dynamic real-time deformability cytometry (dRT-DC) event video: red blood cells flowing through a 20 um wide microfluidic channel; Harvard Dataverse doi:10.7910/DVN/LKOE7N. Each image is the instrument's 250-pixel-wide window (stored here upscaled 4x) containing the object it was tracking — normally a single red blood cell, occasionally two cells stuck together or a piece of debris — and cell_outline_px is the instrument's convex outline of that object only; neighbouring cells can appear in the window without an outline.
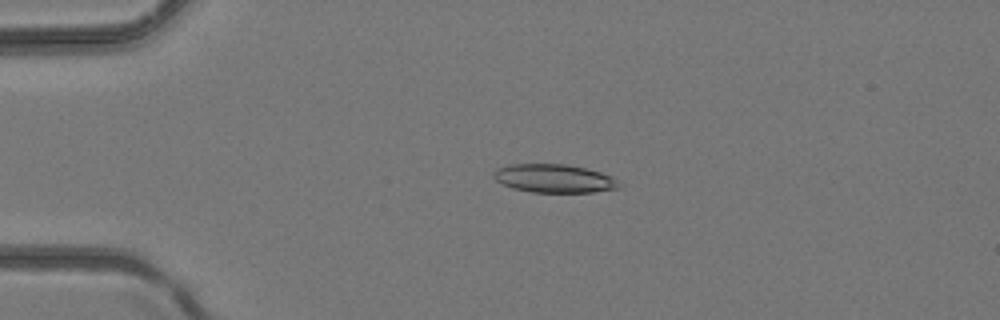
{"species": "common noctule bat (a hibernating species)", "species_latin": "Nyctalus noctula", "temperature_condition": "room temperature", "stored_images_in_passage": 39, "camera_frame_rate_fps": 3000, "um_per_image_px": 0.085, "animal": {"sex": "female", "body_mass_g": 24.6, "forearm_length_mm": 56.2}, "frame": {"image": 1, "passage_image": 11, "time_ms": 3.333, "image_size_px": [1000, 320], "cell_outline_px": [[624, 188], [592, 192], [532, 192], [512, 188], [496, 180], [492, 176], [492, 172], [496, 168], [508, 164], [564, 164], [584, 168], [600, 172], [612, 176], [624, 184]], "centroid_in_image_um": [47.14, 15.17], "position_along_channel_um": 37.9, "area_um2": 21.04}}
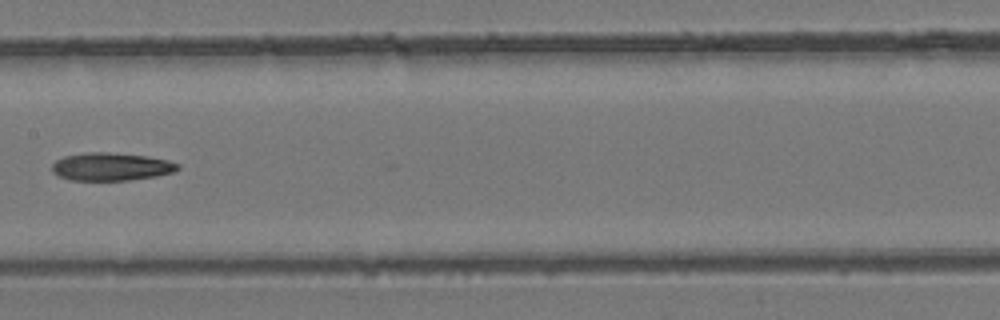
{"frame": {"image": 2, "passage_image": 23, "time_ms": 7.333, "image_size_px": [1000, 320], "cell_outline_px": [[180, 168], [172, 172], [156, 176], [128, 180], [68, 180], [52, 172], [52, 164], [56, 160], [64, 156], [84, 152], [108, 152], [148, 156], [168, 160], [180, 164]], "centroid_in_image_um": [9.44, 14.16], "position_along_channel_um": 198.0, "area_um2": 20.52}}
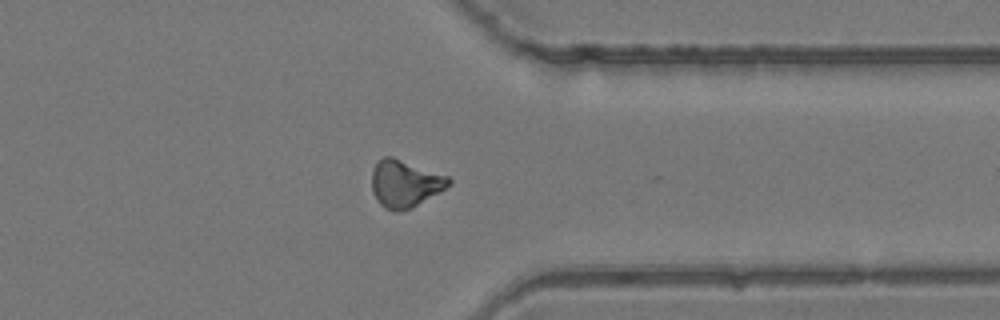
{"frame": {"image": 3, "passage_image": 34, "time_ms": 11.0, "image_size_px": [1000, 320], "cell_outline_px": [[452, 180], [444, 188], [412, 208], [396, 212], [384, 208], [376, 200], [372, 192], [372, 168], [384, 156], [392, 156], [448, 176]], "centroid_in_image_um": [34.37, 15.61], "position_along_channel_um": 377.0, "area_um2": 20.98}}